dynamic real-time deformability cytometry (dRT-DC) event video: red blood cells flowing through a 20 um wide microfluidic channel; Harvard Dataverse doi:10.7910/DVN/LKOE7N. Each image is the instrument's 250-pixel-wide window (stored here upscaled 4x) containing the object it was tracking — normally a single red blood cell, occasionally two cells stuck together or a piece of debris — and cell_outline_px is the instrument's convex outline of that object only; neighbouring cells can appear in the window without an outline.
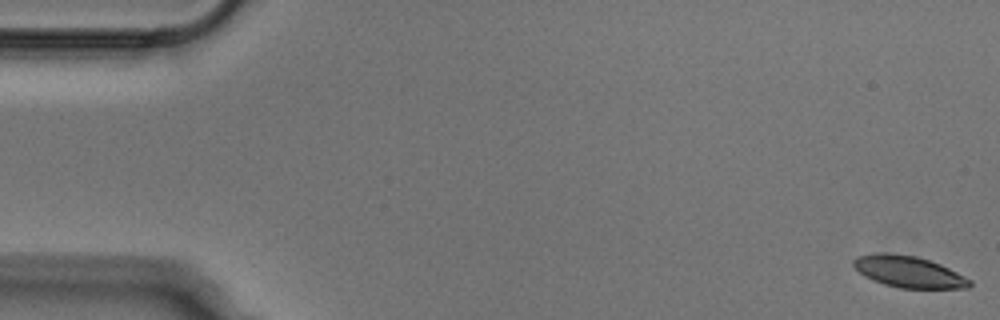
{"species": "Egyptian fruit bat (a non-hibernating species)", "species_latin": "Rousettus aegyptiacus", "temperature_condition": "cold", "stored_images_in_passage": 52, "camera_frame_rate_fps": 3000, "um_per_image_px": 0.085, "animal": {"sex": "male"}, "frame": {"image": 1, "passage_image": 1, "time_ms": 0.0, "image_size_px": [1000, 320], "cell_outline_px": [[972, 284], [968, 288], [900, 288], [884, 284], [872, 280], [864, 276], [852, 264], [852, 260], [856, 256], [880, 252], [888, 252], [916, 256], [940, 264], [972, 280]], "centroid_in_image_um": [77.21, 23.09], "position_along_channel_um": 7.8, "area_um2": 21.33}}
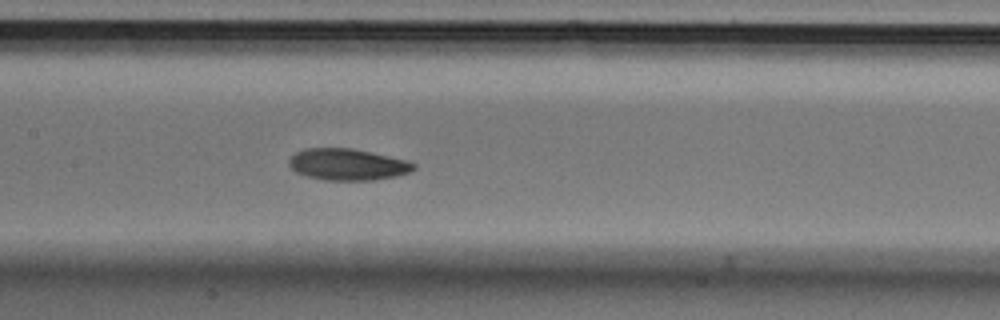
{"frame": {"image": 2, "passage_image": 25, "time_ms": 8.0, "image_size_px": [1000, 320], "cell_outline_px": [[416, 168], [408, 172], [396, 176], [372, 180], [324, 180], [308, 176], [296, 172], [288, 164], [288, 160], [296, 152], [304, 148], [352, 148], [372, 152], [408, 160], [416, 164]], "centroid_in_image_um": [29.55, 13.97], "position_along_channel_um": 177.9, "area_um2": 22.95}}
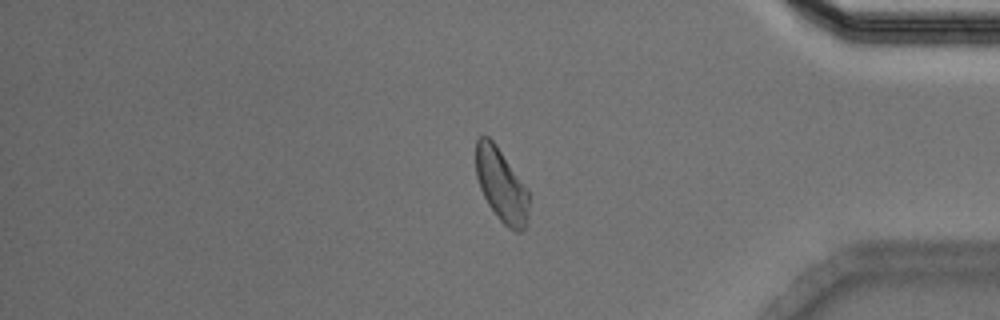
{"frame": {"image": 3, "passage_image": 44, "time_ms": 14.333, "image_size_px": [1000, 320], "cell_outline_px": [[528, 220], [524, 232], [516, 232], [508, 228], [496, 216], [488, 204], [480, 188], [476, 176], [476, 140], [480, 136], [488, 136], [496, 144], [528, 188]], "centroid_in_image_um": [42.63, 15.76], "position_along_channel_um": 392.6, "area_um2": 22.89}}